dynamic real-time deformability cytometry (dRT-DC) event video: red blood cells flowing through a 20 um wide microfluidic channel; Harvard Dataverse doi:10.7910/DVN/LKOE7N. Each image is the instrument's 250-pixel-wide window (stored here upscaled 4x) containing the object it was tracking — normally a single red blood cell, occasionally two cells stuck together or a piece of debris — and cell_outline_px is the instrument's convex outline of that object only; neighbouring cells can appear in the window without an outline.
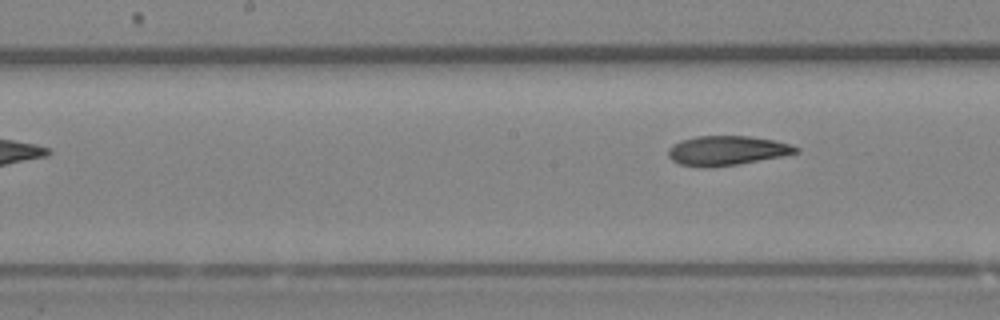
{"species": "Egyptian fruit bat (a non-hibernating species)", "species_latin": "Rousettus aegyptiacus", "temperature_condition": "room temperature", "stored_images_in_passage": 7, "camera_frame_rate_fps": 3000, "um_per_image_px": 0.085, "animal": {"sex": "female"}, "frame": {"image": 1, "passage_image": 7, "time_ms": 2.0, "image_size_px": [1000, 320], "cell_outline_px": [[800, 152], [784, 156], [740, 164], [708, 168], [704, 168], [680, 164], [672, 160], [668, 156], [668, 148], [672, 144], [680, 140], [696, 136], [748, 136], [776, 140], [792, 144], [800, 148]], "centroid_in_image_um": [61.81, 12.8], "position_along_channel_um": 186.4, "area_um2": 22.37}}